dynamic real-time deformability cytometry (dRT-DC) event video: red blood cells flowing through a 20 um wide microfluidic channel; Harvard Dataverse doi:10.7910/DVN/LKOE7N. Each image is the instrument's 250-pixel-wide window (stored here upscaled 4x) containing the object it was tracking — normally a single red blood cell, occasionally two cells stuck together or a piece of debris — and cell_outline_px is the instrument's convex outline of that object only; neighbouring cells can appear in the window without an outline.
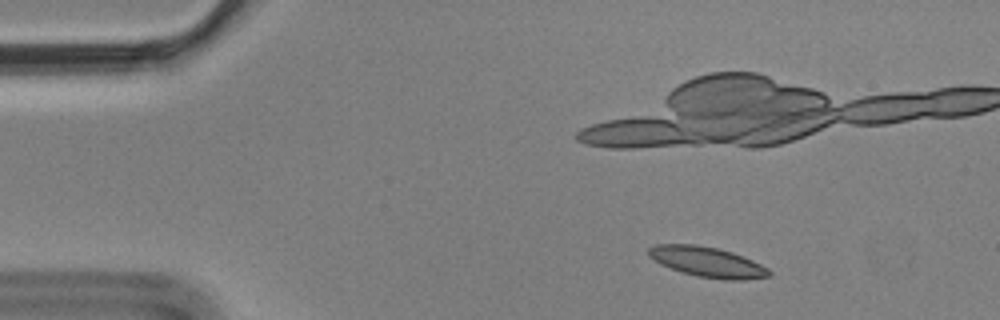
{"species": "Egyptian fruit bat (a non-hibernating species)", "species_latin": "Rousettus aegyptiacus", "temperature_condition": "cold", "stored_images_in_passage": 5, "camera_frame_rate_fps": 3000, "um_per_image_px": 0.085, "animal": {"sex": "male"}, "frame": {"image": 1, "passage_image": 2, "time_ms": 0.333, "image_size_px": [1000, 320], "cell_outline_px": [[772, 272], [768, 276], [744, 280], [724, 280], [696, 276], [680, 272], [660, 264], [648, 256], [648, 248], [656, 244], [696, 244], [716, 248], [732, 252], [752, 260], [768, 268]], "centroid_in_image_um": [60.1, 22.27], "position_along_channel_um": 24.9, "area_um2": 21.27}}